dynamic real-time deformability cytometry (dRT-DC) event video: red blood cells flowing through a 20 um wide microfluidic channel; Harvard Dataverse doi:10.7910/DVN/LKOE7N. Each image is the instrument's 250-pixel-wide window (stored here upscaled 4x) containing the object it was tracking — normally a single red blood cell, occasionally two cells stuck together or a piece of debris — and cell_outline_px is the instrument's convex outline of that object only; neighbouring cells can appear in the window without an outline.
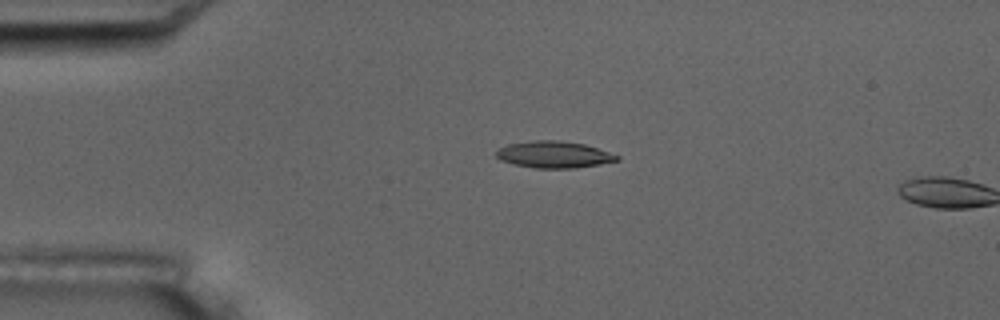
{"species": "common noctule bat (a hibernating species)", "species_latin": "Nyctalus noctula", "temperature_condition": "room temperature", "stored_images_in_passage": 3, "camera_frame_rate_fps": 3000, "um_per_image_px": 0.085, "animal": {"sex": "male", "body_mass_g": 17.5, "forearm_length_mm": 52.3}, "frame": {"image": 1, "passage_image": 2, "time_ms": 1.333, "image_size_px": [1000, 320], "cell_outline_px": [[620, 160], [600, 164], [576, 168], [536, 168], [516, 164], [500, 160], [496, 156], [496, 152], [500, 148], [508, 144], [536, 140], [560, 140], [584, 144], [620, 156]], "centroid_in_image_um": [47.1, 13.14], "position_along_channel_um": 37.9, "area_um2": 18.61}}